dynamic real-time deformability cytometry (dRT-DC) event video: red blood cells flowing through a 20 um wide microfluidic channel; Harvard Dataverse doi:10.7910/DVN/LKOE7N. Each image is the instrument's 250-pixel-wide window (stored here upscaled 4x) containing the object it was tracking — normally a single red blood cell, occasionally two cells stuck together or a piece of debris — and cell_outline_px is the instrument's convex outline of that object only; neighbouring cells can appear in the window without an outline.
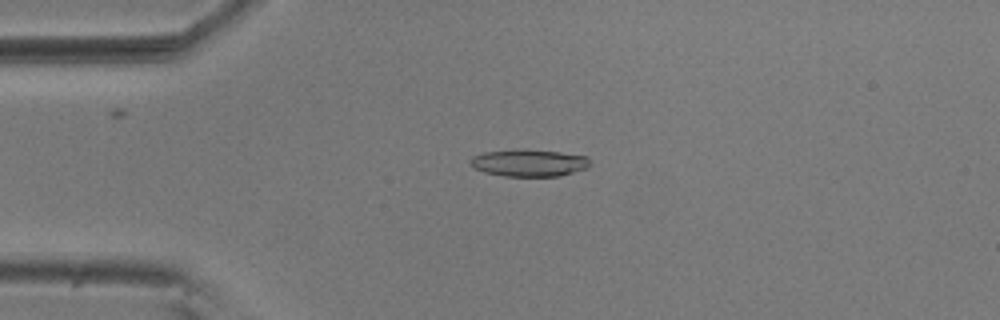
{"species": "common noctule bat (a hibernating species)", "species_latin": "Nyctalus noctula", "temperature_condition": "room temperature", "stored_images_in_passage": 55, "camera_frame_rate_fps": 3000, "um_per_image_px": 0.085, "animal": {"sex": "male", "body_mass_g": 20.5, "forearm_length_mm": 52.5}, "frame": {"image": 1, "passage_image": 13, "time_ms": 4.0, "image_size_px": [1000, 320], "cell_outline_px": [[588, 168], [560, 176], [504, 176], [484, 172], [472, 168], [468, 160], [472, 156], [484, 152], [512, 148], [520, 148], [560, 152], [588, 156]], "centroid_in_image_um": [44.9, 13.83], "position_along_channel_um": 40.1, "area_um2": 19.31}}
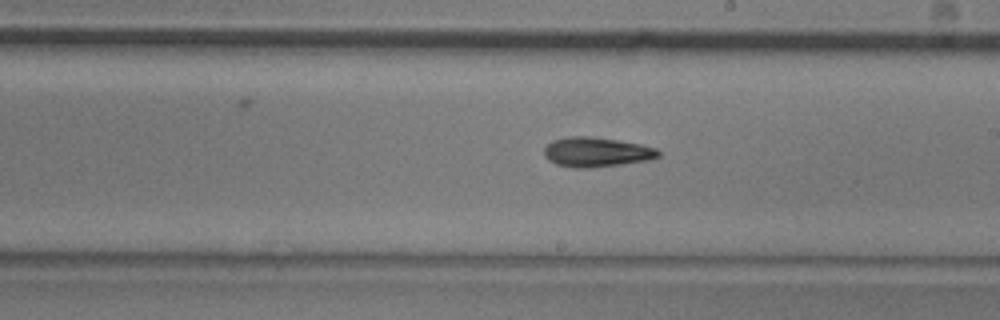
{"frame": {"image": 2, "passage_image": 31, "time_ms": 10.0, "image_size_px": [1000, 320], "cell_outline_px": [[660, 156], [648, 160], [624, 164], [588, 168], [576, 168], [556, 164], [548, 160], [544, 156], [544, 148], [552, 140], [568, 136], [592, 136], [640, 144], [656, 148], [660, 152]], "centroid_in_image_um": [50.68, 12.92], "position_along_channel_um": 238.3, "area_um2": 19.83}}
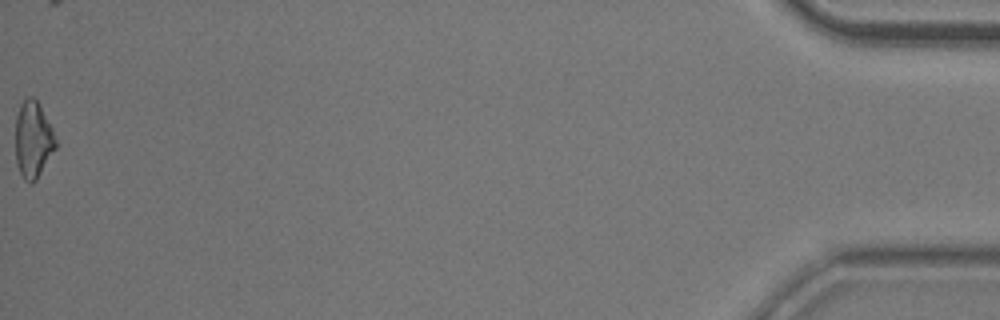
{"frame": {"image": 3, "passage_image": 55, "time_ms": 18.0, "image_size_px": [1000, 320], "cell_outline_px": [[56, 148], [36, 180], [32, 184], [24, 180], [16, 164], [16, 116], [20, 104], [28, 96], [32, 96], [36, 100], [52, 128], [56, 140]], "centroid_in_image_um": [2.8, 11.89], "position_along_channel_um": 432.4, "area_um2": 17.8}, "authors_computed_cell_mechanics": {"area_um2": 19.0162, "velocity_mm_per_s": 3.705, "shape_relaxation_time_tau1_ms": 5.0858, "shape_relaxation_time_tau2_ms": null, "deformation_change_tau1": 0.1441, "deformation_change_tau2": null}}